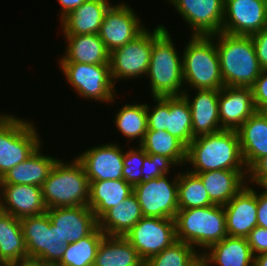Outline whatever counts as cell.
Instances as JSON below:
<instances>
[{
    "label": "cell",
    "mask_w": 267,
    "mask_h": 266,
    "mask_svg": "<svg viewBox=\"0 0 267 266\" xmlns=\"http://www.w3.org/2000/svg\"><path fill=\"white\" fill-rule=\"evenodd\" d=\"M172 34L160 24L153 29V48L146 78L152 97L182 96L184 90L182 53Z\"/></svg>",
    "instance_id": "cell-1"
},
{
    "label": "cell",
    "mask_w": 267,
    "mask_h": 266,
    "mask_svg": "<svg viewBox=\"0 0 267 266\" xmlns=\"http://www.w3.org/2000/svg\"><path fill=\"white\" fill-rule=\"evenodd\" d=\"M185 165L189 172L247 170L237 131L224 129L195 137L187 146Z\"/></svg>",
    "instance_id": "cell-2"
},
{
    "label": "cell",
    "mask_w": 267,
    "mask_h": 266,
    "mask_svg": "<svg viewBox=\"0 0 267 266\" xmlns=\"http://www.w3.org/2000/svg\"><path fill=\"white\" fill-rule=\"evenodd\" d=\"M224 86L252 87L262 72L252 37L214 34Z\"/></svg>",
    "instance_id": "cell-3"
},
{
    "label": "cell",
    "mask_w": 267,
    "mask_h": 266,
    "mask_svg": "<svg viewBox=\"0 0 267 266\" xmlns=\"http://www.w3.org/2000/svg\"><path fill=\"white\" fill-rule=\"evenodd\" d=\"M72 159L69 162L58 157L44 181L42 194L47 209L88 206L89 180L81 162Z\"/></svg>",
    "instance_id": "cell-4"
},
{
    "label": "cell",
    "mask_w": 267,
    "mask_h": 266,
    "mask_svg": "<svg viewBox=\"0 0 267 266\" xmlns=\"http://www.w3.org/2000/svg\"><path fill=\"white\" fill-rule=\"evenodd\" d=\"M190 37L182 49L184 90H220L224 82L214 35Z\"/></svg>",
    "instance_id": "cell-5"
},
{
    "label": "cell",
    "mask_w": 267,
    "mask_h": 266,
    "mask_svg": "<svg viewBox=\"0 0 267 266\" xmlns=\"http://www.w3.org/2000/svg\"><path fill=\"white\" fill-rule=\"evenodd\" d=\"M175 225L177 240L199 253L228 236L224 207L220 205L178 210Z\"/></svg>",
    "instance_id": "cell-6"
},
{
    "label": "cell",
    "mask_w": 267,
    "mask_h": 266,
    "mask_svg": "<svg viewBox=\"0 0 267 266\" xmlns=\"http://www.w3.org/2000/svg\"><path fill=\"white\" fill-rule=\"evenodd\" d=\"M34 122L14 113L0 119V179L44 145Z\"/></svg>",
    "instance_id": "cell-7"
},
{
    "label": "cell",
    "mask_w": 267,
    "mask_h": 266,
    "mask_svg": "<svg viewBox=\"0 0 267 266\" xmlns=\"http://www.w3.org/2000/svg\"><path fill=\"white\" fill-rule=\"evenodd\" d=\"M66 83L78 96L103 104L118 100L117 89L112 81L110 65L83 63H58ZM117 98V99H116ZM116 99V100H115Z\"/></svg>",
    "instance_id": "cell-8"
},
{
    "label": "cell",
    "mask_w": 267,
    "mask_h": 266,
    "mask_svg": "<svg viewBox=\"0 0 267 266\" xmlns=\"http://www.w3.org/2000/svg\"><path fill=\"white\" fill-rule=\"evenodd\" d=\"M151 98L154 105L146 103L148 130H166L188 146L194 137L190 106L185 98L183 96Z\"/></svg>",
    "instance_id": "cell-9"
},
{
    "label": "cell",
    "mask_w": 267,
    "mask_h": 266,
    "mask_svg": "<svg viewBox=\"0 0 267 266\" xmlns=\"http://www.w3.org/2000/svg\"><path fill=\"white\" fill-rule=\"evenodd\" d=\"M27 249V257L36 258L43 263L58 264L67 244L62 242L56 226L47 212L19 219Z\"/></svg>",
    "instance_id": "cell-10"
},
{
    "label": "cell",
    "mask_w": 267,
    "mask_h": 266,
    "mask_svg": "<svg viewBox=\"0 0 267 266\" xmlns=\"http://www.w3.org/2000/svg\"><path fill=\"white\" fill-rule=\"evenodd\" d=\"M142 181L133 186L144 217L175 219L178 207V173ZM170 179V180H169Z\"/></svg>",
    "instance_id": "cell-11"
},
{
    "label": "cell",
    "mask_w": 267,
    "mask_h": 266,
    "mask_svg": "<svg viewBox=\"0 0 267 266\" xmlns=\"http://www.w3.org/2000/svg\"><path fill=\"white\" fill-rule=\"evenodd\" d=\"M153 48V29L146 28L139 36L110 53L113 83L119 80L146 77ZM118 80V81H117Z\"/></svg>",
    "instance_id": "cell-12"
},
{
    "label": "cell",
    "mask_w": 267,
    "mask_h": 266,
    "mask_svg": "<svg viewBox=\"0 0 267 266\" xmlns=\"http://www.w3.org/2000/svg\"><path fill=\"white\" fill-rule=\"evenodd\" d=\"M124 238L146 262L177 241L175 219L143 216Z\"/></svg>",
    "instance_id": "cell-13"
},
{
    "label": "cell",
    "mask_w": 267,
    "mask_h": 266,
    "mask_svg": "<svg viewBox=\"0 0 267 266\" xmlns=\"http://www.w3.org/2000/svg\"><path fill=\"white\" fill-rule=\"evenodd\" d=\"M119 2L108 9L98 33L110 53L135 39L147 28L128 1Z\"/></svg>",
    "instance_id": "cell-14"
},
{
    "label": "cell",
    "mask_w": 267,
    "mask_h": 266,
    "mask_svg": "<svg viewBox=\"0 0 267 266\" xmlns=\"http://www.w3.org/2000/svg\"><path fill=\"white\" fill-rule=\"evenodd\" d=\"M180 14L192 35L211 36L222 31L225 0H165Z\"/></svg>",
    "instance_id": "cell-15"
},
{
    "label": "cell",
    "mask_w": 267,
    "mask_h": 266,
    "mask_svg": "<svg viewBox=\"0 0 267 266\" xmlns=\"http://www.w3.org/2000/svg\"><path fill=\"white\" fill-rule=\"evenodd\" d=\"M267 27V0H225L222 31L248 35Z\"/></svg>",
    "instance_id": "cell-16"
},
{
    "label": "cell",
    "mask_w": 267,
    "mask_h": 266,
    "mask_svg": "<svg viewBox=\"0 0 267 266\" xmlns=\"http://www.w3.org/2000/svg\"><path fill=\"white\" fill-rule=\"evenodd\" d=\"M125 148L117 142L92 146L75 155L81 162L89 181L123 179Z\"/></svg>",
    "instance_id": "cell-17"
},
{
    "label": "cell",
    "mask_w": 267,
    "mask_h": 266,
    "mask_svg": "<svg viewBox=\"0 0 267 266\" xmlns=\"http://www.w3.org/2000/svg\"><path fill=\"white\" fill-rule=\"evenodd\" d=\"M247 184L224 207L226 230L231 237H247L257 226V190Z\"/></svg>",
    "instance_id": "cell-18"
},
{
    "label": "cell",
    "mask_w": 267,
    "mask_h": 266,
    "mask_svg": "<svg viewBox=\"0 0 267 266\" xmlns=\"http://www.w3.org/2000/svg\"><path fill=\"white\" fill-rule=\"evenodd\" d=\"M46 212L65 244L79 241L98 227V219L88 206L49 208Z\"/></svg>",
    "instance_id": "cell-19"
},
{
    "label": "cell",
    "mask_w": 267,
    "mask_h": 266,
    "mask_svg": "<svg viewBox=\"0 0 267 266\" xmlns=\"http://www.w3.org/2000/svg\"><path fill=\"white\" fill-rule=\"evenodd\" d=\"M0 210L21 219L47 211L42 187L23 184H0Z\"/></svg>",
    "instance_id": "cell-20"
},
{
    "label": "cell",
    "mask_w": 267,
    "mask_h": 266,
    "mask_svg": "<svg viewBox=\"0 0 267 266\" xmlns=\"http://www.w3.org/2000/svg\"><path fill=\"white\" fill-rule=\"evenodd\" d=\"M219 118L224 130H237L256 112L252 87L224 86L219 90Z\"/></svg>",
    "instance_id": "cell-21"
},
{
    "label": "cell",
    "mask_w": 267,
    "mask_h": 266,
    "mask_svg": "<svg viewBox=\"0 0 267 266\" xmlns=\"http://www.w3.org/2000/svg\"><path fill=\"white\" fill-rule=\"evenodd\" d=\"M189 91L185 90L182 96L190 106L193 137L222 130L219 118V90H194V96Z\"/></svg>",
    "instance_id": "cell-22"
},
{
    "label": "cell",
    "mask_w": 267,
    "mask_h": 266,
    "mask_svg": "<svg viewBox=\"0 0 267 266\" xmlns=\"http://www.w3.org/2000/svg\"><path fill=\"white\" fill-rule=\"evenodd\" d=\"M112 5L110 0H86L59 21L63 35L98 34L105 14Z\"/></svg>",
    "instance_id": "cell-23"
},
{
    "label": "cell",
    "mask_w": 267,
    "mask_h": 266,
    "mask_svg": "<svg viewBox=\"0 0 267 266\" xmlns=\"http://www.w3.org/2000/svg\"><path fill=\"white\" fill-rule=\"evenodd\" d=\"M63 36L67 47L59 58V63L110 65V52L99 34Z\"/></svg>",
    "instance_id": "cell-24"
},
{
    "label": "cell",
    "mask_w": 267,
    "mask_h": 266,
    "mask_svg": "<svg viewBox=\"0 0 267 266\" xmlns=\"http://www.w3.org/2000/svg\"><path fill=\"white\" fill-rule=\"evenodd\" d=\"M202 181L211 202L225 206L247 185L248 170H212L191 172Z\"/></svg>",
    "instance_id": "cell-25"
},
{
    "label": "cell",
    "mask_w": 267,
    "mask_h": 266,
    "mask_svg": "<svg viewBox=\"0 0 267 266\" xmlns=\"http://www.w3.org/2000/svg\"><path fill=\"white\" fill-rule=\"evenodd\" d=\"M244 164L249 170L267 155V118L256 111L237 130Z\"/></svg>",
    "instance_id": "cell-26"
},
{
    "label": "cell",
    "mask_w": 267,
    "mask_h": 266,
    "mask_svg": "<svg viewBox=\"0 0 267 266\" xmlns=\"http://www.w3.org/2000/svg\"><path fill=\"white\" fill-rule=\"evenodd\" d=\"M206 266H253L254 256L245 237L226 236L201 253Z\"/></svg>",
    "instance_id": "cell-27"
},
{
    "label": "cell",
    "mask_w": 267,
    "mask_h": 266,
    "mask_svg": "<svg viewBox=\"0 0 267 266\" xmlns=\"http://www.w3.org/2000/svg\"><path fill=\"white\" fill-rule=\"evenodd\" d=\"M42 149L43 147L40 145L28 159L11 168L0 179V184H23L42 187L52 166L58 159L55 155H44Z\"/></svg>",
    "instance_id": "cell-28"
},
{
    "label": "cell",
    "mask_w": 267,
    "mask_h": 266,
    "mask_svg": "<svg viewBox=\"0 0 267 266\" xmlns=\"http://www.w3.org/2000/svg\"><path fill=\"white\" fill-rule=\"evenodd\" d=\"M142 217L138 199L132 193L120 205L107 210L98 219V227L107 236L124 237Z\"/></svg>",
    "instance_id": "cell-29"
},
{
    "label": "cell",
    "mask_w": 267,
    "mask_h": 266,
    "mask_svg": "<svg viewBox=\"0 0 267 266\" xmlns=\"http://www.w3.org/2000/svg\"><path fill=\"white\" fill-rule=\"evenodd\" d=\"M88 207L99 219L111 207L120 205L133 193V186L124 179L89 181Z\"/></svg>",
    "instance_id": "cell-30"
},
{
    "label": "cell",
    "mask_w": 267,
    "mask_h": 266,
    "mask_svg": "<svg viewBox=\"0 0 267 266\" xmlns=\"http://www.w3.org/2000/svg\"><path fill=\"white\" fill-rule=\"evenodd\" d=\"M97 266H143L136 249L122 236L105 235L98 247Z\"/></svg>",
    "instance_id": "cell-31"
},
{
    "label": "cell",
    "mask_w": 267,
    "mask_h": 266,
    "mask_svg": "<svg viewBox=\"0 0 267 266\" xmlns=\"http://www.w3.org/2000/svg\"><path fill=\"white\" fill-rule=\"evenodd\" d=\"M114 114L112 122L116 125L118 132L127 138L128 143L133 140L138 142H134L135 144L140 145L148 130L146 102L125 103Z\"/></svg>",
    "instance_id": "cell-32"
},
{
    "label": "cell",
    "mask_w": 267,
    "mask_h": 266,
    "mask_svg": "<svg viewBox=\"0 0 267 266\" xmlns=\"http://www.w3.org/2000/svg\"><path fill=\"white\" fill-rule=\"evenodd\" d=\"M0 258L5 264L27 258L20 220L2 210H0Z\"/></svg>",
    "instance_id": "cell-33"
},
{
    "label": "cell",
    "mask_w": 267,
    "mask_h": 266,
    "mask_svg": "<svg viewBox=\"0 0 267 266\" xmlns=\"http://www.w3.org/2000/svg\"><path fill=\"white\" fill-rule=\"evenodd\" d=\"M140 146L146 154H155L172 159L179 168L186 163L187 146L166 130H147Z\"/></svg>",
    "instance_id": "cell-34"
},
{
    "label": "cell",
    "mask_w": 267,
    "mask_h": 266,
    "mask_svg": "<svg viewBox=\"0 0 267 266\" xmlns=\"http://www.w3.org/2000/svg\"><path fill=\"white\" fill-rule=\"evenodd\" d=\"M185 171V172H184ZM213 205L201 179L187 169L179 170L178 207L179 210L208 207Z\"/></svg>",
    "instance_id": "cell-35"
},
{
    "label": "cell",
    "mask_w": 267,
    "mask_h": 266,
    "mask_svg": "<svg viewBox=\"0 0 267 266\" xmlns=\"http://www.w3.org/2000/svg\"><path fill=\"white\" fill-rule=\"evenodd\" d=\"M105 234L97 227L90 235L76 242L68 243L61 266H85L95 263L98 247Z\"/></svg>",
    "instance_id": "cell-36"
},
{
    "label": "cell",
    "mask_w": 267,
    "mask_h": 266,
    "mask_svg": "<svg viewBox=\"0 0 267 266\" xmlns=\"http://www.w3.org/2000/svg\"><path fill=\"white\" fill-rule=\"evenodd\" d=\"M201 259L199 253L190 244L175 241L159 254L145 262L146 266H193Z\"/></svg>",
    "instance_id": "cell-37"
},
{
    "label": "cell",
    "mask_w": 267,
    "mask_h": 266,
    "mask_svg": "<svg viewBox=\"0 0 267 266\" xmlns=\"http://www.w3.org/2000/svg\"><path fill=\"white\" fill-rule=\"evenodd\" d=\"M135 146L125 150L123 158V179L132 186L142 182V165L147 155L140 145Z\"/></svg>",
    "instance_id": "cell-38"
},
{
    "label": "cell",
    "mask_w": 267,
    "mask_h": 266,
    "mask_svg": "<svg viewBox=\"0 0 267 266\" xmlns=\"http://www.w3.org/2000/svg\"><path fill=\"white\" fill-rule=\"evenodd\" d=\"M178 165L170 158L147 154L144 157L142 165V181L150 180L152 178H159L165 174H170V170H174ZM172 167L174 169H172Z\"/></svg>",
    "instance_id": "cell-39"
},
{
    "label": "cell",
    "mask_w": 267,
    "mask_h": 266,
    "mask_svg": "<svg viewBox=\"0 0 267 266\" xmlns=\"http://www.w3.org/2000/svg\"><path fill=\"white\" fill-rule=\"evenodd\" d=\"M253 90V101L256 111H262L267 108V70H262L256 79Z\"/></svg>",
    "instance_id": "cell-40"
},
{
    "label": "cell",
    "mask_w": 267,
    "mask_h": 266,
    "mask_svg": "<svg viewBox=\"0 0 267 266\" xmlns=\"http://www.w3.org/2000/svg\"><path fill=\"white\" fill-rule=\"evenodd\" d=\"M253 256L267 252V229L256 226L246 237Z\"/></svg>",
    "instance_id": "cell-41"
},
{
    "label": "cell",
    "mask_w": 267,
    "mask_h": 266,
    "mask_svg": "<svg viewBox=\"0 0 267 266\" xmlns=\"http://www.w3.org/2000/svg\"><path fill=\"white\" fill-rule=\"evenodd\" d=\"M262 70H267V27L251 35Z\"/></svg>",
    "instance_id": "cell-42"
},
{
    "label": "cell",
    "mask_w": 267,
    "mask_h": 266,
    "mask_svg": "<svg viewBox=\"0 0 267 266\" xmlns=\"http://www.w3.org/2000/svg\"><path fill=\"white\" fill-rule=\"evenodd\" d=\"M267 178V155L260 158L249 170L247 184L259 186Z\"/></svg>",
    "instance_id": "cell-43"
},
{
    "label": "cell",
    "mask_w": 267,
    "mask_h": 266,
    "mask_svg": "<svg viewBox=\"0 0 267 266\" xmlns=\"http://www.w3.org/2000/svg\"><path fill=\"white\" fill-rule=\"evenodd\" d=\"M257 226L267 229V193L257 191Z\"/></svg>",
    "instance_id": "cell-44"
},
{
    "label": "cell",
    "mask_w": 267,
    "mask_h": 266,
    "mask_svg": "<svg viewBox=\"0 0 267 266\" xmlns=\"http://www.w3.org/2000/svg\"><path fill=\"white\" fill-rule=\"evenodd\" d=\"M60 4L61 8L59 10V17L62 20L70 12L75 10L77 7L81 6L86 0H56Z\"/></svg>",
    "instance_id": "cell-45"
},
{
    "label": "cell",
    "mask_w": 267,
    "mask_h": 266,
    "mask_svg": "<svg viewBox=\"0 0 267 266\" xmlns=\"http://www.w3.org/2000/svg\"><path fill=\"white\" fill-rule=\"evenodd\" d=\"M6 266H42V261L36 258L27 257L18 261L10 262L6 264Z\"/></svg>",
    "instance_id": "cell-46"
},
{
    "label": "cell",
    "mask_w": 267,
    "mask_h": 266,
    "mask_svg": "<svg viewBox=\"0 0 267 266\" xmlns=\"http://www.w3.org/2000/svg\"><path fill=\"white\" fill-rule=\"evenodd\" d=\"M253 266H267V252L254 256Z\"/></svg>",
    "instance_id": "cell-47"
},
{
    "label": "cell",
    "mask_w": 267,
    "mask_h": 266,
    "mask_svg": "<svg viewBox=\"0 0 267 266\" xmlns=\"http://www.w3.org/2000/svg\"><path fill=\"white\" fill-rule=\"evenodd\" d=\"M258 188L260 190H264L267 193V178L258 186Z\"/></svg>",
    "instance_id": "cell-48"
},
{
    "label": "cell",
    "mask_w": 267,
    "mask_h": 266,
    "mask_svg": "<svg viewBox=\"0 0 267 266\" xmlns=\"http://www.w3.org/2000/svg\"><path fill=\"white\" fill-rule=\"evenodd\" d=\"M193 266H206V263L202 260V259H200L195 265H193Z\"/></svg>",
    "instance_id": "cell-49"
},
{
    "label": "cell",
    "mask_w": 267,
    "mask_h": 266,
    "mask_svg": "<svg viewBox=\"0 0 267 266\" xmlns=\"http://www.w3.org/2000/svg\"><path fill=\"white\" fill-rule=\"evenodd\" d=\"M42 266H61L59 264H54V263H43L42 262Z\"/></svg>",
    "instance_id": "cell-50"
},
{
    "label": "cell",
    "mask_w": 267,
    "mask_h": 266,
    "mask_svg": "<svg viewBox=\"0 0 267 266\" xmlns=\"http://www.w3.org/2000/svg\"><path fill=\"white\" fill-rule=\"evenodd\" d=\"M0 266H6L5 262L0 258Z\"/></svg>",
    "instance_id": "cell-51"
},
{
    "label": "cell",
    "mask_w": 267,
    "mask_h": 266,
    "mask_svg": "<svg viewBox=\"0 0 267 266\" xmlns=\"http://www.w3.org/2000/svg\"><path fill=\"white\" fill-rule=\"evenodd\" d=\"M262 112H263V114H264V115L266 116V118H267V108H266V109H263Z\"/></svg>",
    "instance_id": "cell-52"
},
{
    "label": "cell",
    "mask_w": 267,
    "mask_h": 266,
    "mask_svg": "<svg viewBox=\"0 0 267 266\" xmlns=\"http://www.w3.org/2000/svg\"><path fill=\"white\" fill-rule=\"evenodd\" d=\"M5 114H6L5 112H4V113H3V112H2V113L0 112V119H1Z\"/></svg>",
    "instance_id": "cell-53"
},
{
    "label": "cell",
    "mask_w": 267,
    "mask_h": 266,
    "mask_svg": "<svg viewBox=\"0 0 267 266\" xmlns=\"http://www.w3.org/2000/svg\"><path fill=\"white\" fill-rule=\"evenodd\" d=\"M85 266H97L95 263H91V264H88V265H85Z\"/></svg>",
    "instance_id": "cell-54"
}]
</instances>
